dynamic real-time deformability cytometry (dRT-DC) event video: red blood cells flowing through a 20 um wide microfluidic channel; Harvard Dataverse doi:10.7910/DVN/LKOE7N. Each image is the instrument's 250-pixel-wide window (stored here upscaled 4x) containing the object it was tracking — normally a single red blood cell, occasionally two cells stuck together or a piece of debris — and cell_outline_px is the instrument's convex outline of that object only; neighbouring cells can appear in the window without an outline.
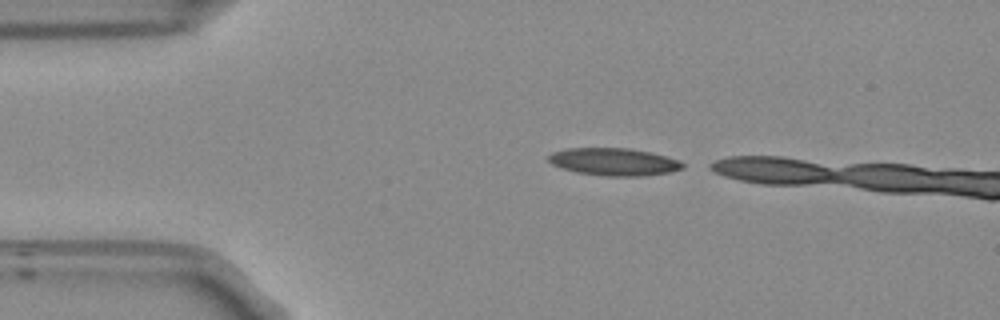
{"species": "Egyptian fruit bat (a non-hibernating species)", "species_latin": "Rousettus aegyptiacus", "temperature_condition": "room temperature", "stored_images_in_passage": 5, "camera_frame_rate_fps": 3000, "um_per_image_px": 0.085, "frame": {"image": 1, "passage_image": 1, "time_ms": 0.0, "image_size_px": [1000, 320], "cell_outline_px": [[684, 168], [668, 172], [644, 176], [608, 176], [576, 172], [560, 168], [552, 164], [548, 160], [548, 156], [552, 152], [564, 148], [628, 148], [652, 152], [680, 160], [684, 164]], "centroid_in_image_um": [52.17, 13.74], "position_along_channel_um": 32.8, "area_um2": 21.62}}